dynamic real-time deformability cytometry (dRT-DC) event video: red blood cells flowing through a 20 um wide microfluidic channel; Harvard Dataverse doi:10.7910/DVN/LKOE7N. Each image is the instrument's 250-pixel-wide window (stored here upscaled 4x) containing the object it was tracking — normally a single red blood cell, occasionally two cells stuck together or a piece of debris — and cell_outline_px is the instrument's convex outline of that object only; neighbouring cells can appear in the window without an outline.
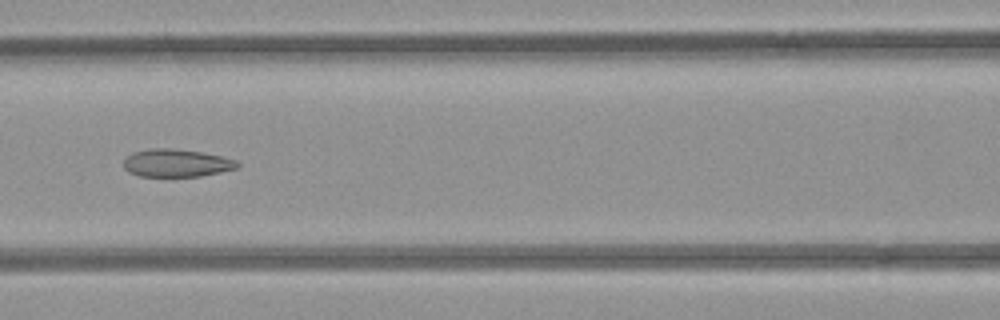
{"species": "common noctule bat (a hibernating species)", "species_latin": "Nyctalus noctula", "temperature_condition": "room temperature", "stored_images_in_passage": 3, "camera_frame_rate_fps": 3000, "um_per_image_px": 0.085, "animal": {"sex": "female", "body_mass_g": 21.9}, "frame": {"image": 1, "passage_image": 3, "time_ms": 2.333, "image_size_px": [1000, 320], "cell_outline_px": [[240, 164], [236, 168], [220, 172], [200, 176], [140, 176], [128, 172], [124, 168], [124, 160], [132, 152], [148, 148], [172, 148], [200, 152], [220, 156], [236, 160]], "centroid_in_image_um": [14.96, 13.85], "position_along_channel_um": 151.6, "area_um2": 18.32}}